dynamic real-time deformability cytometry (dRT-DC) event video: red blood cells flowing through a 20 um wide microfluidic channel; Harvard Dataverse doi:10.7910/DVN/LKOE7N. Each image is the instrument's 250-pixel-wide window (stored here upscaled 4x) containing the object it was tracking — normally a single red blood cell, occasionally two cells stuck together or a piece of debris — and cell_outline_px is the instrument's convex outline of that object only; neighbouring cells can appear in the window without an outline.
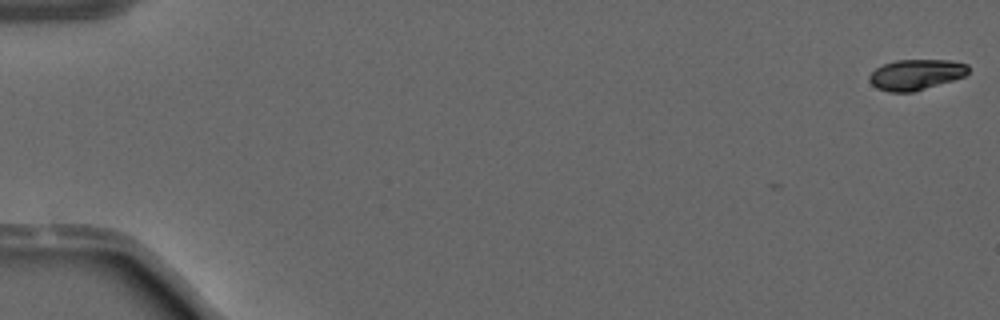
{"species": "common noctule bat (a hibernating species)", "species_latin": "Nyctalus noctula", "temperature_condition": "warm", "stored_images_in_passage": 4, "camera_frame_rate_fps": 3000, "um_per_image_px": 0.085, "animal": {"sex": "male", "forearm_length_mm": 52.5}, "frame": {"image": 1, "passage_image": 1, "time_ms": 0.0, "image_size_px": [1000, 320], "cell_outline_px": [[968, 72], [964, 76], [952, 80], [912, 92], [888, 92], [876, 88], [868, 80], [868, 76], [876, 68], [884, 64], [896, 60], [948, 60], [968, 64]], "centroid_in_image_um": [77.82, 6.34], "position_along_channel_um": 7.2, "area_um2": 17.51}}